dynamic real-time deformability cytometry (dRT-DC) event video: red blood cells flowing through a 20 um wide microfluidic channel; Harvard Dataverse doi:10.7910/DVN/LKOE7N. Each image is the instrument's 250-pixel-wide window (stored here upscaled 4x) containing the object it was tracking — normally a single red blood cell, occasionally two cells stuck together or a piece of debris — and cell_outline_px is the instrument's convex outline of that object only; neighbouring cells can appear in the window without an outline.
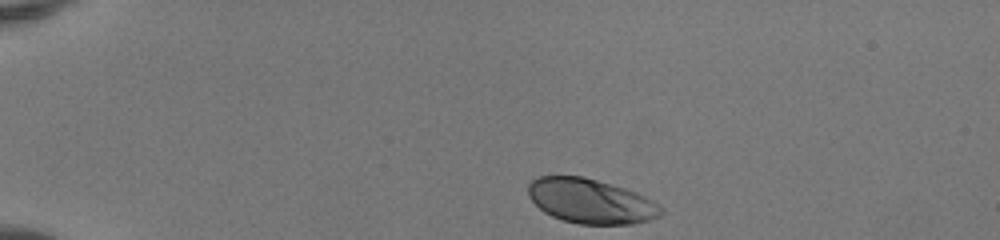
{"species": "human", "species_latin": "Homo sapiens", "temperature_condition": "room temperature", "stored_images_in_passage": 36, "camera_frame_rate_fps": 3000, "um_per_image_px": 0.085, "donor": {"sex": "female"}, "frame": {"image": 1, "passage_image": 1, "time_ms": 0.0, "image_size_px": [1000, 240], "cell_outline_px": [[664, 212], [660, 216], [648, 220], [632, 224], [580, 224], [564, 220], [552, 216], [544, 212], [528, 196], [528, 184], [536, 176], [584, 176], [624, 188], [636, 192], [652, 200], [664, 208]], "centroid_in_image_um": [50.22, 17.09], "position_along_channel_um": 34.8, "area_um2": 34.56}}
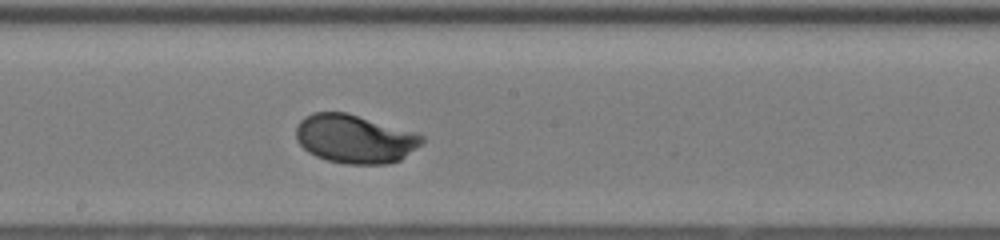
{"frame": {"image": 2, "passage_image": 20, "time_ms": 6.333, "image_size_px": [1000, 240], "cell_outline_px": [[424, 140], [416, 148], [400, 160], [388, 164], [348, 164], [328, 160], [316, 156], [308, 152], [296, 140], [296, 128], [300, 120], [304, 116], [312, 112], [348, 112], [416, 132], [424, 136]], "centroid_in_image_um": [30.15, 11.79], "position_along_channel_um": 218.0, "area_um2": 35.84}}
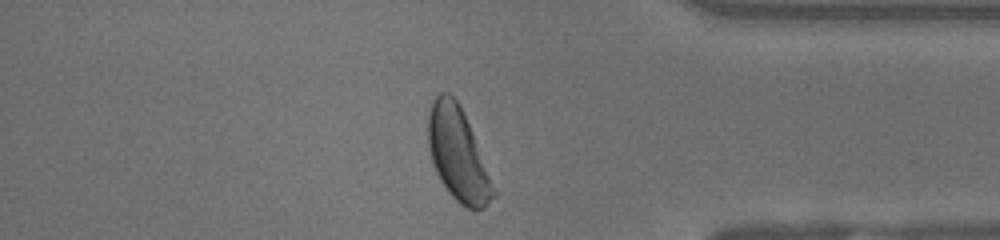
{"frame": {"image": 3, "passage_image": 34, "time_ms": 11.0, "image_size_px": [1000, 240], "cell_outline_px": [[496, 196], [484, 208], [464, 208], [448, 192], [440, 180], [436, 172], [428, 148], [428, 112], [432, 100], [440, 92], [448, 92], [460, 104], [472, 132], [496, 192]], "centroid_in_image_um": [38.89, 13.1], "position_along_channel_um": 396.3, "area_um2": 35.03}, "authors_computed_cell_mechanics": {"area_um2": 34.4777, "velocity_mm_per_s": 4.1072, "shape_relaxation_time_tau1_ms": 1.9022, "shape_relaxation_time_tau2_ms": null, "deformation_change_tau1": 0.1354, "deformation_change_tau2": null}}